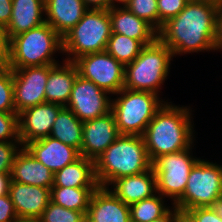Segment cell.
<instances>
[{"instance_id":"obj_1","label":"cell","mask_w":222,"mask_h":222,"mask_svg":"<svg viewBox=\"0 0 222 222\" xmlns=\"http://www.w3.org/2000/svg\"><path fill=\"white\" fill-rule=\"evenodd\" d=\"M219 0H190L184 9L163 24L158 38L173 56L215 52L216 15Z\"/></svg>"},{"instance_id":"obj_2","label":"cell","mask_w":222,"mask_h":222,"mask_svg":"<svg viewBox=\"0 0 222 222\" xmlns=\"http://www.w3.org/2000/svg\"><path fill=\"white\" fill-rule=\"evenodd\" d=\"M192 109L190 106L181 107L165 102L155 113L142 135L151 162L160 155L177 153L195 146Z\"/></svg>"},{"instance_id":"obj_3","label":"cell","mask_w":222,"mask_h":222,"mask_svg":"<svg viewBox=\"0 0 222 222\" xmlns=\"http://www.w3.org/2000/svg\"><path fill=\"white\" fill-rule=\"evenodd\" d=\"M99 186L109 187L116 179L141 174L152 167L144 139L139 135H121L95 161Z\"/></svg>"},{"instance_id":"obj_4","label":"cell","mask_w":222,"mask_h":222,"mask_svg":"<svg viewBox=\"0 0 222 222\" xmlns=\"http://www.w3.org/2000/svg\"><path fill=\"white\" fill-rule=\"evenodd\" d=\"M173 58L171 49L159 38L145 45L136 59L125 66L124 88L161 95Z\"/></svg>"},{"instance_id":"obj_5","label":"cell","mask_w":222,"mask_h":222,"mask_svg":"<svg viewBox=\"0 0 222 222\" xmlns=\"http://www.w3.org/2000/svg\"><path fill=\"white\" fill-rule=\"evenodd\" d=\"M63 54L62 37L47 23L34 27L11 39V55L8 67L56 65L55 53Z\"/></svg>"},{"instance_id":"obj_6","label":"cell","mask_w":222,"mask_h":222,"mask_svg":"<svg viewBox=\"0 0 222 222\" xmlns=\"http://www.w3.org/2000/svg\"><path fill=\"white\" fill-rule=\"evenodd\" d=\"M111 33L109 11L88 9L62 37L63 55H66L63 59L74 62L83 55L106 51Z\"/></svg>"},{"instance_id":"obj_7","label":"cell","mask_w":222,"mask_h":222,"mask_svg":"<svg viewBox=\"0 0 222 222\" xmlns=\"http://www.w3.org/2000/svg\"><path fill=\"white\" fill-rule=\"evenodd\" d=\"M115 95L111 99V111L121 135L142 136L155 113L168 102L155 93L126 88Z\"/></svg>"},{"instance_id":"obj_8","label":"cell","mask_w":222,"mask_h":222,"mask_svg":"<svg viewBox=\"0 0 222 222\" xmlns=\"http://www.w3.org/2000/svg\"><path fill=\"white\" fill-rule=\"evenodd\" d=\"M221 195V165L200 158L191 169L183 196L174 206L183 211L213 207Z\"/></svg>"},{"instance_id":"obj_9","label":"cell","mask_w":222,"mask_h":222,"mask_svg":"<svg viewBox=\"0 0 222 222\" xmlns=\"http://www.w3.org/2000/svg\"><path fill=\"white\" fill-rule=\"evenodd\" d=\"M193 147L177 153L160 155L152 162L157 193L171 199L172 205L183 196L191 169L200 159L193 156Z\"/></svg>"},{"instance_id":"obj_10","label":"cell","mask_w":222,"mask_h":222,"mask_svg":"<svg viewBox=\"0 0 222 222\" xmlns=\"http://www.w3.org/2000/svg\"><path fill=\"white\" fill-rule=\"evenodd\" d=\"M78 74L109 94L124 88L125 66L107 51L83 55L74 61Z\"/></svg>"},{"instance_id":"obj_11","label":"cell","mask_w":222,"mask_h":222,"mask_svg":"<svg viewBox=\"0 0 222 222\" xmlns=\"http://www.w3.org/2000/svg\"><path fill=\"white\" fill-rule=\"evenodd\" d=\"M112 96L92 81L76 77L66 105L82 122L93 120L111 111Z\"/></svg>"},{"instance_id":"obj_12","label":"cell","mask_w":222,"mask_h":222,"mask_svg":"<svg viewBox=\"0 0 222 222\" xmlns=\"http://www.w3.org/2000/svg\"><path fill=\"white\" fill-rule=\"evenodd\" d=\"M13 94L16 114L46 102L45 86L49 65L12 69Z\"/></svg>"},{"instance_id":"obj_13","label":"cell","mask_w":222,"mask_h":222,"mask_svg":"<svg viewBox=\"0 0 222 222\" xmlns=\"http://www.w3.org/2000/svg\"><path fill=\"white\" fill-rule=\"evenodd\" d=\"M63 108L59 104L45 102L18 113V134L23 147L50 136L53 123Z\"/></svg>"},{"instance_id":"obj_14","label":"cell","mask_w":222,"mask_h":222,"mask_svg":"<svg viewBox=\"0 0 222 222\" xmlns=\"http://www.w3.org/2000/svg\"><path fill=\"white\" fill-rule=\"evenodd\" d=\"M120 136L112 111L85 121L80 155L95 161Z\"/></svg>"},{"instance_id":"obj_15","label":"cell","mask_w":222,"mask_h":222,"mask_svg":"<svg viewBox=\"0 0 222 222\" xmlns=\"http://www.w3.org/2000/svg\"><path fill=\"white\" fill-rule=\"evenodd\" d=\"M8 194L19 221L39 219L51 201V189L10 181Z\"/></svg>"},{"instance_id":"obj_16","label":"cell","mask_w":222,"mask_h":222,"mask_svg":"<svg viewBox=\"0 0 222 222\" xmlns=\"http://www.w3.org/2000/svg\"><path fill=\"white\" fill-rule=\"evenodd\" d=\"M30 154L54 174L81 157L80 152L51 136L32 141L24 146Z\"/></svg>"},{"instance_id":"obj_17","label":"cell","mask_w":222,"mask_h":222,"mask_svg":"<svg viewBox=\"0 0 222 222\" xmlns=\"http://www.w3.org/2000/svg\"><path fill=\"white\" fill-rule=\"evenodd\" d=\"M86 222H131L130 207L109 188L99 186L91 196Z\"/></svg>"},{"instance_id":"obj_18","label":"cell","mask_w":222,"mask_h":222,"mask_svg":"<svg viewBox=\"0 0 222 222\" xmlns=\"http://www.w3.org/2000/svg\"><path fill=\"white\" fill-rule=\"evenodd\" d=\"M109 186L107 188L129 206L158 194L153 167L141 174L116 179Z\"/></svg>"},{"instance_id":"obj_19","label":"cell","mask_w":222,"mask_h":222,"mask_svg":"<svg viewBox=\"0 0 222 222\" xmlns=\"http://www.w3.org/2000/svg\"><path fill=\"white\" fill-rule=\"evenodd\" d=\"M78 75V69L74 62L63 59L61 63L49 65V76L45 86L46 102L66 107Z\"/></svg>"},{"instance_id":"obj_20","label":"cell","mask_w":222,"mask_h":222,"mask_svg":"<svg viewBox=\"0 0 222 222\" xmlns=\"http://www.w3.org/2000/svg\"><path fill=\"white\" fill-rule=\"evenodd\" d=\"M112 33H118L141 41L144 45L153 43L158 32L145 20L134 15L126 6L109 10Z\"/></svg>"},{"instance_id":"obj_21","label":"cell","mask_w":222,"mask_h":222,"mask_svg":"<svg viewBox=\"0 0 222 222\" xmlns=\"http://www.w3.org/2000/svg\"><path fill=\"white\" fill-rule=\"evenodd\" d=\"M87 10L83 0H45V22L63 37Z\"/></svg>"},{"instance_id":"obj_22","label":"cell","mask_w":222,"mask_h":222,"mask_svg":"<svg viewBox=\"0 0 222 222\" xmlns=\"http://www.w3.org/2000/svg\"><path fill=\"white\" fill-rule=\"evenodd\" d=\"M10 177L11 181L51 189L54 174L22 147L16 155Z\"/></svg>"},{"instance_id":"obj_23","label":"cell","mask_w":222,"mask_h":222,"mask_svg":"<svg viewBox=\"0 0 222 222\" xmlns=\"http://www.w3.org/2000/svg\"><path fill=\"white\" fill-rule=\"evenodd\" d=\"M45 22V0H12V16L6 27L10 38Z\"/></svg>"},{"instance_id":"obj_24","label":"cell","mask_w":222,"mask_h":222,"mask_svg":"<svg viewBox=\"0 0 222 222\" xmlns=\"http://www.w3.org/2000/svg\"><path fill=\"white\" fill-rule=\"evenodd\" d=\"M52 187L98 188L94 160L80 157L54 173Z\"/></svg>"},{"instance_id":"obj_25","label":"cell","mask_w":222,"mask_h":222,"mask_svg":"<svg viewBox=\"0 0 222 222\" xmlns=\"http://www.w3.org/2000/svg\"><path fill=\"white\" fill-rule=\"evenodd\" d=\"M83 122L70 109L64 107L53 123L52 138L81 151Z\"/></svg>"},{"instance_id":"obj_26","label":"cell","mask_w":222,"mask_h":222,"mask_svg":"<svg viewBox=\"0 0 222 222\" xmlns=\"http://www.w3.org/2000/svg\"><path fill=\"white\" fill-rule=\"evenodd\" d=\"M96 189L52 187L51 201L64 208L86 214L91 196Z\"/></svg>"},{"instance_id":"obj_27","label":"cell","mask_w":222,"mask_h":222,"mask_svg":"<svg viewBox=\"0 0 222 222\" xmlns=\"http://www.w3.org/2000/svg\"><path fill=\"white\" fill-rule=\"evenodd\" d=\"M144 46L139 40L118 33H111L106 51L126 66L136 59Z\"/></svg>"},{"instance_id":"obj_28","label":"cell","mask_w":222,"mask_h":222,"mask_svg":"<svg viewBox=\"0 0 222 222\" xmlns=\"http://www.w3.org/2000/svg\"><path fill=\"white\" fill-rule=\"evenodd\" d=\"M165 202V198L158 193L130 205L131 222H151L160 218L172 208Z\"/></svg>"},{"instance_id":"obj_29","label":"cell","mask_w":222,"mask_h":222,"mask_svg":"<svg viewBox=\"0 0 222 222\" xmlns=\"http://www.w3.org/2000/svg\"><path fill=\"white\" fill-rule=\"evenodd\" d=\"M39 219L42 222H86V214L64 208L50 201Z\"/></svg>"},{"instance_id":"obj_30","label":"cell","mask_w":222,"mask_h":222,"mask_svg":"<svg viewBox=\"0 0 222 222\" xmlns=\"http://www.w3.org/2000/svg\"><path fill=\"white\" fill-rule=\"evenodd\" d=\"M126 7L134 15L148 22L158 32L157 0H130Z\"/></svg>"},{"instance_id":"obj_31","label":"cell","mask_w":222,"mask_h":222,"mask_svg":"<svg viewBox=\"0 0 222 222\" xmlns=\"http://www.w3.org/2000/svg\"><path fill=\"white\" fill-rule=\"evenodd\" d=\"M0 112L16 113L13 94V71L5 67L0 72Z\"/></svg>"},{"instance_id":"obj_32","label":"cell","mask_w":222,"mask_h":222,"mask_svg":"<svg viewBox=\"0 0 222 222\" xmlns=\"http://www.w3.org/2000/svg\"><path fill=\"white\" fill-rule=\"evenodd\" d=\"M0 142H20L18 114L0 112Z\"/></svg>"},{"instance_id":"obj_33","label":"cell","mask_w":222,"mask_h":222,"mask_svg":"<svg viewBox=\"0 0 222 222\" xmlns=\"http://www.w3.org/2000/svg\"><path fill=\"white\" fill-rule=\"evenodd\" d=\"M190 0H157L158 32L169 19L176 17Z\"/></svg>"},{"instance_id":"obj_34","label":"cell","mask_w":222,"mask_h":222,"mask_svg":"<svg viewBox=\"0 0 222 222\" xmlns=\"http://www.w3.org/2000/svg\"><path fill=\"white\" fill-rule=\"evenodd\" d=\"M22 147L20 142H0V173L10 174L16 155Z\"/></svg>"},{"instance_id":"obj_35","label":"cell","mask_w":222,"mask_h":222,"mask_svg":"<svg viewBox=\"0 0 222 222\" xmlns=\"http://www.w3.org/2000/svg\"><path fill=\"white\" fill-rule=\"evenodd\" d=\"M187 212L197 222H222V218L218 216L213 207H198L187 210Z\"/></svg>"},{"instance_id":"obj_36","label":"cell","mask_w":222,"mask_h":222,"mask_svg":"<svg viewBox=\"0 0 222 222\" xmlns=\"http://www.w3.org/2000/svg\"><path fill=\"white\" fill-rule=\"evenodd\" d=\"M0 222H20L9 194L0 196Z\"/></svg>"},{"instance_id":"obj_37","label":"cell","mask_w":222,"mask_h":222,"mask_svg":"<svg viewBox=\"0 0 222 222\" xmlns=\"http://www.w3.org/2000/svg\"><path fill=\"white\" fill-rule=\"evenodd\" d=\"M11 55V38L6 28L0 26V63L8 67Z\"/></svg>"},{"instance_id":"obj_38","label":"cell","mask_w":222,"mask_h":222,"mask_svg":"<svg viewBox=\"0 0 222 222\" xmlns=\"http://www.w3.org/2000/svg\"><path fill=\"white\" fill-rule=\"evenodd\" d=\"M215 50L222 51V0H219L217 7Z\"/></svg>"},{"instance_id":"obj_39","label":"cell","mask_w":222,"mask_h":222,"mask_svg":"<svg viewBox=\"0 0 222 222\" xmlns=\"http://www.w3.org/2000/svg\"><path fill=\"white\" fill-rule=\"evenodd\" d=\"M12 16V0H0V26L7 27Z\"/></svg>"},{"instance_id":"obj_40","label":"cell","mask_w":222,"mask_h":222,"mask_svg":"<svg viewBox=\"0 0 222 222\" xmlns=\"http://www.w3.org/2000/svg\"><path fill=\"white\" fill-rule=\"evenodd\" d=\"M88 9L109 10L111 0H83Z\"/></svg>"},{"instance_id":"obj_41","label":"cell","mask_w":222,"mask_h":222,"mask_svg":"<svg viewBox=\"0 0 222 222\" xmlns=\"http://www.w3.org/2000/svg\"><path fill=\"white\" fill-rule=\"evenodd\" d=\"M176 217H177V208L174 205H172V208L165 215L151 222H176Z\"/></svg>"},{"instance_id":"obj_42","label":"cell","mask_w":222,"mask_h":222,"mask_svg":"<svg viewBox=\"0 0 222 222\" xmlns=\"http://www.w3.org/2000/svg\"><path fill=\"white\" fill-rule=\"evenodd\" d=\"M10 181V174L0 173V196L8 194Z\"/></svg>"},{"instance_id":"obj_43","label":"cell","mask_w":222,"mask_h":222,"mask_svg":"<svg viewBox=\"0 0 222 222\" xmlns=\"http://www.w3.org/2000/svg\"><path fill=\"white\" fill-rule=\"evenodd\" d=\"M176 222H197L187 211L177 208Z\"/></svg>"},{"instance_id":"obj_44","label":"cell","mask_w":222,"mask_h":222,"mask_svg":"<svg viewBox=\"0 0 222 222\" xmlns=\"http://www.w3.org/2000/svg\"><path fill=\"white\" fill-rule=\"evenodd\" d=\"M213 208L216 210L218 216L222 218V195L214 203Z\"/></svg>"},{"instance_id":"obj_45","label":"cell","mask_w":222,"mask_h":222,"mask_svg":"<svg viewBox=\"0 0 222 222\" xmlns=\"http://www.w3.org/2000/svg\"><path fill=\"white\" fill-rule=\"evenodd\" d=\"M129 2L130 0H111V8L126 6Z\"/></svg>"},{"instance_id":"obj_46","label":"cell","mask_w":222,"mask_h":222,"mask_svg":"<svg viewBox=\"0 0 222 222\" xmlns=\"http://www.w3.org/2000/svg\"><path fill=\"white\" fill-rule=\"evenodd\" d=\"M20 222H42L40 219L23 220Z\"/></svg>"},{"instance_id":"obj_47","label":"cell","mask_w":222,"mask_h":222,"mask_svg":"<svg viewBox=\"0 0 222 222\" xmlns=\"http://www.w3.org/2000/svg\"><path fill=\"white\" fill-rule=\"evenodd\" d=\"M5 67L0 63V72L4 69Z\"/></svg>"}]
</instances>
